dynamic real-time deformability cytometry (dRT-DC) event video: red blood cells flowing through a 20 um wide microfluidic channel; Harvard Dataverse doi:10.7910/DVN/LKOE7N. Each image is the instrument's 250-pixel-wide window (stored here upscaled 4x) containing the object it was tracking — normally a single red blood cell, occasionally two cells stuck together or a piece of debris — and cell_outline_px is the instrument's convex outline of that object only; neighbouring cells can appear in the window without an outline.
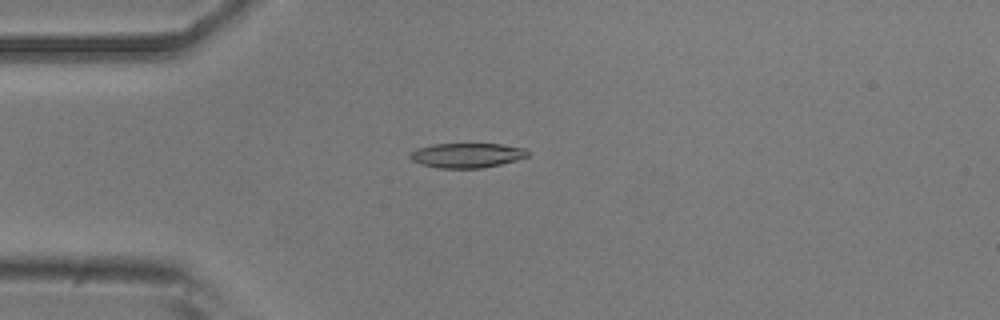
{"species": "common noctule bat (a hibernating species)", "species_latin": "Nyctalus noctula", "temperature_condition": "room temperature", "stored_images_in_passage": 53, "camera_frame_rate_fps": 3000, "um_per_image_px": 0.085, "animal": {"sex": "male", "body_mass_g": 20.5, "forearm_length_mm": 52.5}, "frame": {"image": 1, "passage_image": 14, "time_ms": 4.333, "image_size_px": [1000, 320], "cell_outline_px": [[528, 156], [516, 160], [500, 164], [480, 168], [440, 168], [420, 164], [412, 160], [408, 156], [416, 148], [436, 144], [500, 144], [524, 148], [528, 152]], "centroid_in_image_um": [39.66, 13.2], "position_along_channel_um": 45.3, "area_um2": 16.76}}
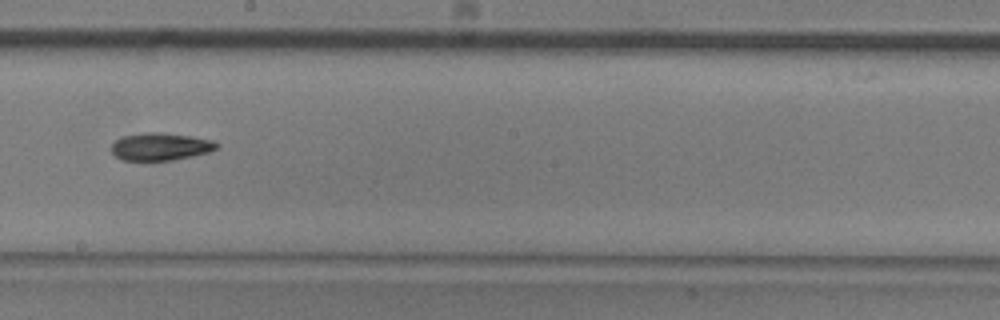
{"frame": {"image": 2, "passage_image": 30, "time_ms": 9.667, "image_size_px": [1000, 320], "cell_outline_px": [[220, 144], [216, 148], [208, 152], [192, 156], [172, 160], [120, 160], [112, 152], [112, 144], [116, 140], [124, 136], [144, 132], [160, 132], [192, 136], [212, 140]], "centroid_in_image_um": [13.64, 12.45], "position_along_channel_um": 234.6, "area_um2": 16.82}}
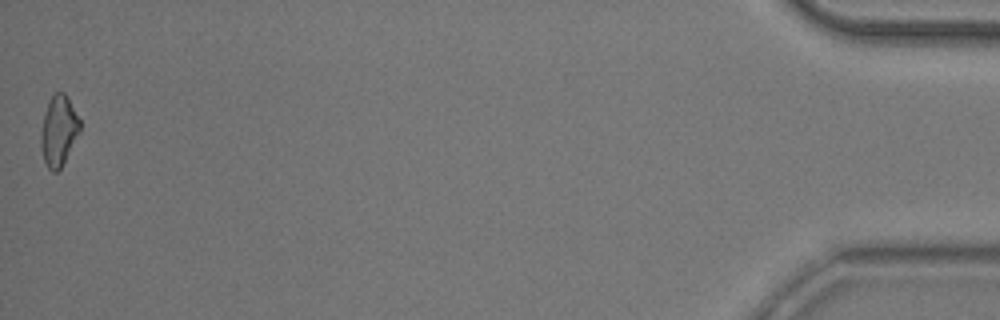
{"frame": {"image": 3, "passage_image": 53, "time_ms": 17.333, "image_size_px": [1000, 320], "cell_outline_px": [[80, 132], [60, 168], [56, 172], [52, 172], [48, 168], [44, 160], [40, 144], [40, 132], [44, 116], [48, 104], [52, 96], [56, 92], [64, 92], [80, 120]], "centroid_in_image_um": [4.98, 11.13], "position_along_channel_um": 430.2, "area_um2": 15.66}, "authors_computed_cell_mechanics": {"area_um2": 16.762, "velocity_mm_per_s": 3.8317, "shape_relaxation_time_tau1_ms": 5.0216, "shape_relaxation_time_tau2_ms": null, "deformation_change_tau1": 0.1332, "deformation_change_tau2": null}}